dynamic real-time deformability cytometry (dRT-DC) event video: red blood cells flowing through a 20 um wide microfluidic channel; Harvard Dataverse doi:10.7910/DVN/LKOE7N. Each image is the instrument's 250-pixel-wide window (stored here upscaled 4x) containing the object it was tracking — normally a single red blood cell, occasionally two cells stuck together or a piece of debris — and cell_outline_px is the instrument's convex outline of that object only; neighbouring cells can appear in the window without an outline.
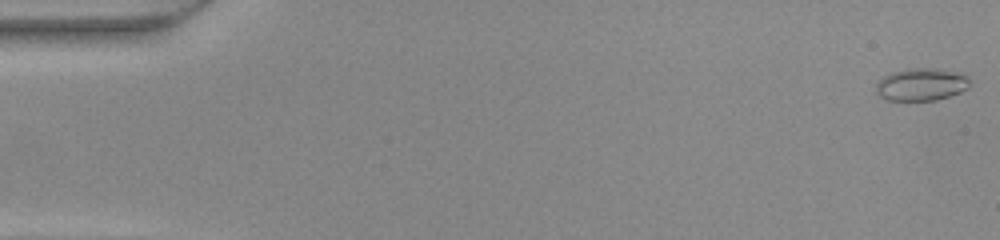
{"species": "common noctule bat (a hibernating species)", "species_latin": "Nyctalus noctula", "temperature_condition": "warm", "stored_images_in_passage": 16, "camera_frame_rate_fps": 3000, "um_per_image_px": 0.085, "animal": {"sex": "female", "body_mass_g": 22.0, "forearm_length_mm": 56.7}, "frame": {"image": 1, "passage_image": 1, "time_ms": 0.0, "image_size_px": [1000, 240], "cell_outline_px": [[972, 84], [968, 88], [960, 92], [936, 100], [888, 100], [880, 96], [876, 92], [876, 84], [884, 76], [892, 72], [908, 68], [932, 68], [960, 72], [968, 76]], "centroid_in_image_um": [78.35, 7.17], "position_along_channel_um": 6.6, "area_um2": 17.86}}